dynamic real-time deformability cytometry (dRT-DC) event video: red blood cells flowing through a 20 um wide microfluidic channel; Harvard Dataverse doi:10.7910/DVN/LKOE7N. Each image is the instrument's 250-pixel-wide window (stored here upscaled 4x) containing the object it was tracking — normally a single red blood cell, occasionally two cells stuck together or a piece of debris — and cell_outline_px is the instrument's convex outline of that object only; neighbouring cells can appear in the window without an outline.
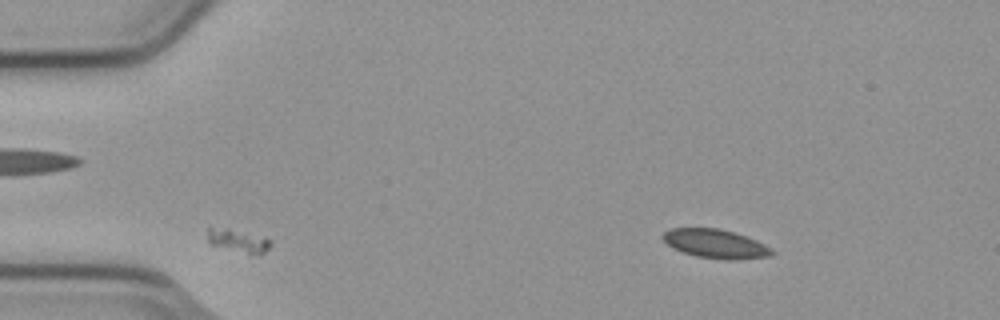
{"species": "common noctule bat (a hibernating species)", "species_latin": "Nyctalus noctula", "temperature_condition": "cold", "stored_images_in_passage": 4, "camera_frame_rate_fps": 3000, "um_per_image_px": 0.085, "animal": {"sex": "male", "body_mass_g": 23.1, "forearm_length_mm": 52.7}, "frame": {"image": 1, "passage_image": 2, "time_ms": 0.333, "image_size_px": [1000, 320], "cell_outline_px": [[776, 252], [768, 256], [732, 260], [724, 260], [696, 256], [672, 248], [660, 236], [664, 232], [672, 228], [720, 228], [748, 236], [772, 248]], "centroid_in_image_um": [60.83, 20.71], "position_along_channel_um": 24.2, "area_um2": 18.44}}